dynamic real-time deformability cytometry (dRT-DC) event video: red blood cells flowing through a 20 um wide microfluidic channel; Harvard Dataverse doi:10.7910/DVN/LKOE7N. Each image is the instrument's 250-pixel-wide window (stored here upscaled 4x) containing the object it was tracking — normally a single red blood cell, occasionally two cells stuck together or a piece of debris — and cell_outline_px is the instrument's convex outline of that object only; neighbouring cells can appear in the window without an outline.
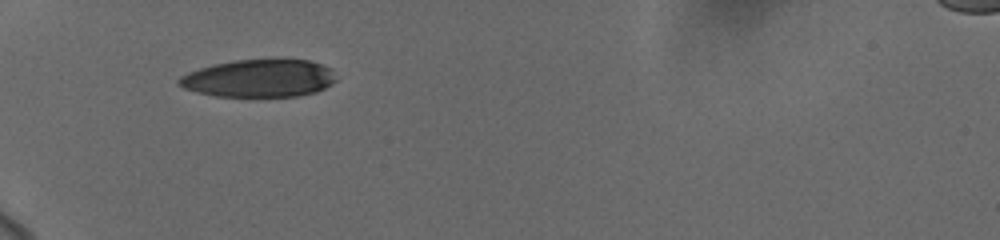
{"species": "human", "species_latin": "Homo sapiens", "temperature_condition": "cold", "stored_images_in_passage": 3, "camera_frame_rate_fps": 3000, "um_per_image_px": 0.085, "donor": {"sex": "female"}, "frame": {"image": 1, "passage_image": 1, "time_ms": 0.0, "image_size_px": [1000, 240], "cell_outline_px": [[336, 80], [332, 84], [316, 92], [300, 96], [216, 96], [196, 92], [184, 88], [176, 84], [176, 80], [180, 76], [188, 72], [200, 68], [216, 64], [236, 60], [308, 60], [320, 64], [328, 68]], "centroid_in_image_um": [21.97, 6.67], "position_along_channel_um": 63.0, "area_um2": 34.16}}
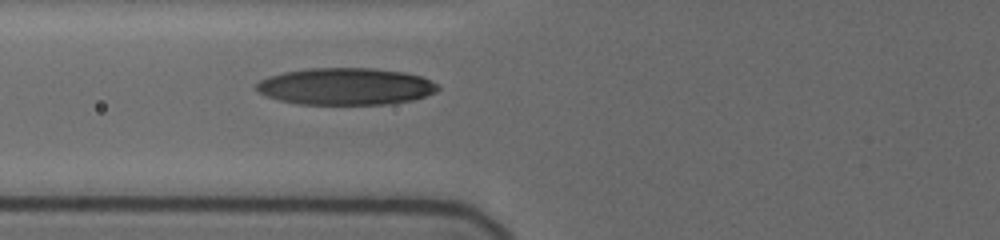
{"frame": {"image": 2, "passage_image": 3, "time_ms": 1.333, "image_size_px": [1000, 240], "cell_outline_px": [[440, 88], [436, 92], [412, 100], [388, 104], [300, 104], [280, 100], [268, 96], [260, 92], [256, 88], [256, 84], [260, 80], [268, 76], [284, 72], [308, 68], [372, 68], [404, 72], [420, 76], [436, 84]], "centroid_in_image_um": [29.38, 7.34], "position_along_channel_um": 96.4, "area_um2": 38.84}}